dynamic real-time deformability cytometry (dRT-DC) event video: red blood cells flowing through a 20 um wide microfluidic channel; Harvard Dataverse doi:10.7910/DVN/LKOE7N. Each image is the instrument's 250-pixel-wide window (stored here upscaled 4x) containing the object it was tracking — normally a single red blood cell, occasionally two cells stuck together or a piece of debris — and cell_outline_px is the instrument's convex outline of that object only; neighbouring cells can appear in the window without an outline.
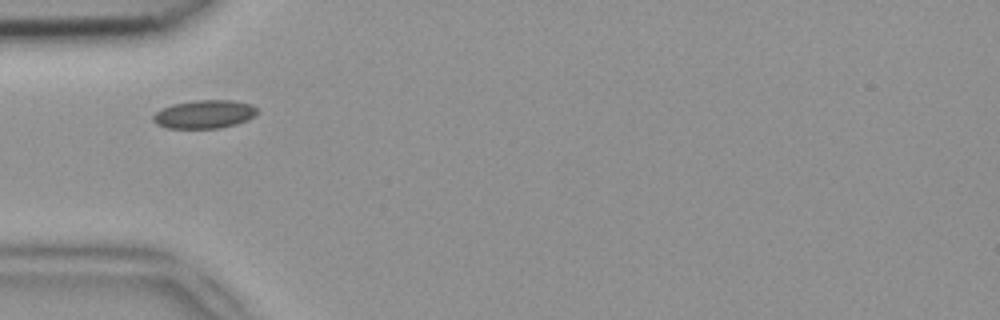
{"species": "common noctule bat (a hibernating species)", "species_latin": "Nyctalus noctula", "temperature_condition": "room temperature", "stored_images_in_passage": 35, "camera_frame_rate_fps": 3000, "um_per_image_px": 0.085, "animal": {"sex": "female", "body_mass_g": 18.4}, "frame": {"image": 1, "passage_image": 1, "time_ms": 0.0, "image_size_px": [1000, 320], "cell_outline_px": [[256, 112], [248, 120], [236, 124], [220, 128], [168, 128], [156, 124], [152, 120], [152, 116], [160, 108], [172, 104], [196, 100], [232, 100], [252, 104], [256, 108]], "centroid_in_image_um": [17.33, 9.7], "position_along_channel_um": 67.7, "area_um2": 17.22}}
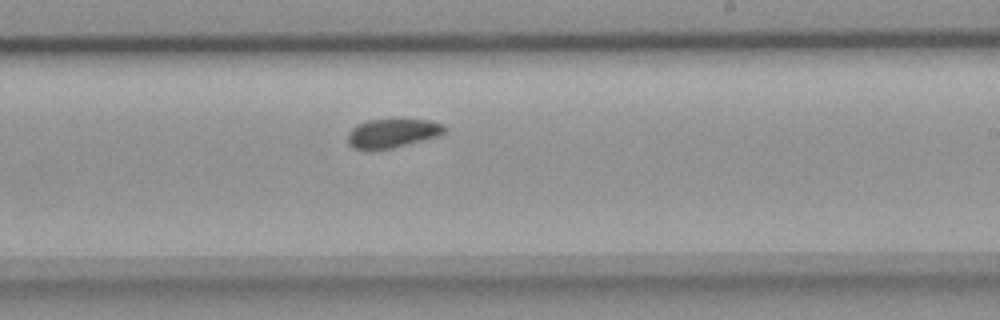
{"frame": {"image": 2, "passage_image": 15, "time_ms": 4.667, "image_size_px": [1000, 320], "cell_outline_px": [[448, 128], [440, 136], [392, 148], [352, 148], [348, 144], [348, 132], [356, 124], [368, 120], [432, 120], [444, 124]], "centroid_in_image_um": [33.4, 11.31], "position_along_channel_um": 255.6, "area_um2": 16.18}}
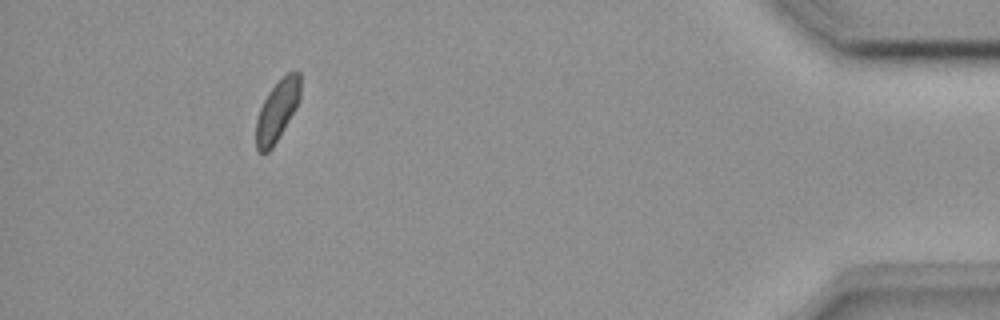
{"frame": {"image": 3, "passage_image": 31, "time_ms": 10.0, "image_size_px": [1000, 320], "cell_outline_px": [[300, 100], [296, 108], [272, 148], [268, 152], [256, 152], [256, 120], [260, 108], [268, 92], [288, 72], [300, 72]], "centroid_in_image_um": [23.55, 9.43], "position_along_channel_um": 411.6, "area_um2": 15.55}}